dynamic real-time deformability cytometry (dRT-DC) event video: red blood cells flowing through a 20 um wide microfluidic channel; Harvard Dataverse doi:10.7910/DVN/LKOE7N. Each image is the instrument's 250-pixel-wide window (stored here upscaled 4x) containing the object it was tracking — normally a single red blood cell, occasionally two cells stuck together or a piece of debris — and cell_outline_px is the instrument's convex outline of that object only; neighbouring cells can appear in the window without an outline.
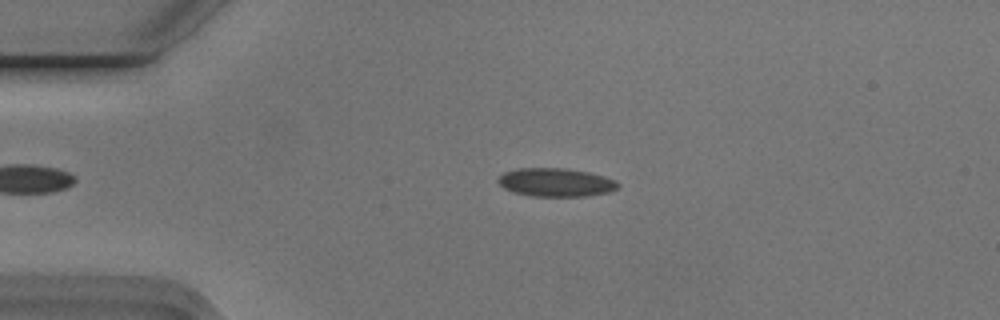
{"species": "Egyptian fruit bat (a non-hibernating species)", "species_latin": "Rousettus aegyptiacus", "temperature_condition": "cold", "stored_images_in_passage": 49, "camera_frame_rate_fps": 3000, "um_per_image_px": 0.085, "animal": {"sex": "male"}, "frame": {"image": 1, "passage_image": 12, "time_ms": 3.667, "image_size_px": [1000, 320], "cell_outline_px": [[620, 184], [616, 188], [608, 192], [588, 196], [532, 196], [512, 192], [504, 188], [496, 180], [504, 172], [520, 168], [568, 168], [588, 172], [604, 176], [616, 180]], "centroid_in_image_um": [47.24, 15.5], "position_along_channel_um": 37.8, "area_um2": 19.88}}
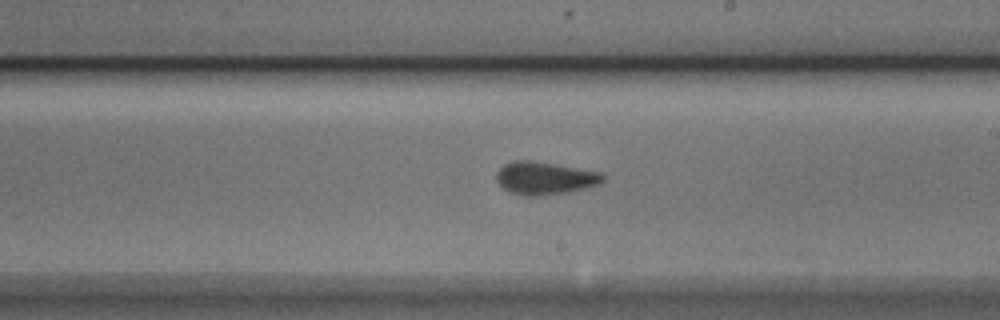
{"frame": {"image": 2, "passage_image": 31, "time_ms": 10.0, "image_size_px": [1000, 320], "cell_outline_px": [[604, 180], [600, 184], [588, 188], [568, 192], [544, 196], [524, 196], [508, 192], [496, 180], [496, 172], [504, 164], [516, 160], [532, 160], [604, 172]], "centroid_in_image_um": [46.34, 15.15], "position_along_channel_um": 242.7, "area_um2": 20.75}}
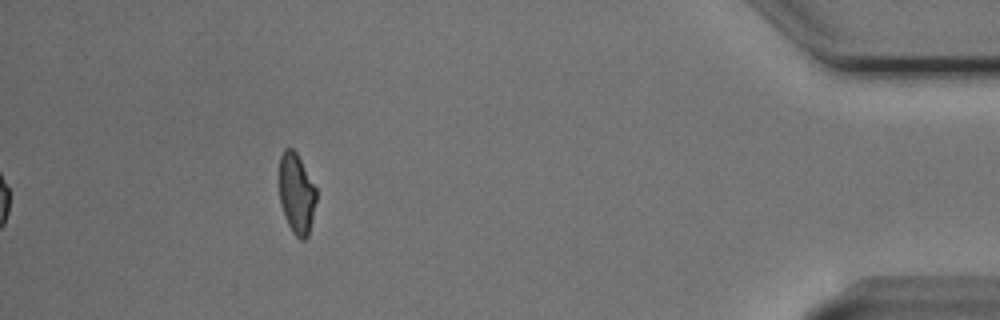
{"frame": {"image": 3, "passage_image": 49, "time_ms": 16.0, "image_size_px": [1000, 320], "cell_outline_px": [[316, 200], [308, 236], [304, 240], [300, 240], [292, 232], [284, 216], [280, 204], [280, 156], [284, 148], [292, 148], [296, 152], [316, 188]], "centroid_in_image_um": [25.2, 16.47], "position_along_channel_um": 410.0, "area_um2": 17.22}, "authors_computed_cell_mechanics": {"area_um2": 19.3052, "velocity_mm_per_s": 3.7618, "shape_relaxation_time_tau1_ms": 6.163, "shape_relaxation_time_tau2_ms": 2.0462, "deformation_change_tau1": 0.1247, "deformation_change_tau2": 0.0703}}